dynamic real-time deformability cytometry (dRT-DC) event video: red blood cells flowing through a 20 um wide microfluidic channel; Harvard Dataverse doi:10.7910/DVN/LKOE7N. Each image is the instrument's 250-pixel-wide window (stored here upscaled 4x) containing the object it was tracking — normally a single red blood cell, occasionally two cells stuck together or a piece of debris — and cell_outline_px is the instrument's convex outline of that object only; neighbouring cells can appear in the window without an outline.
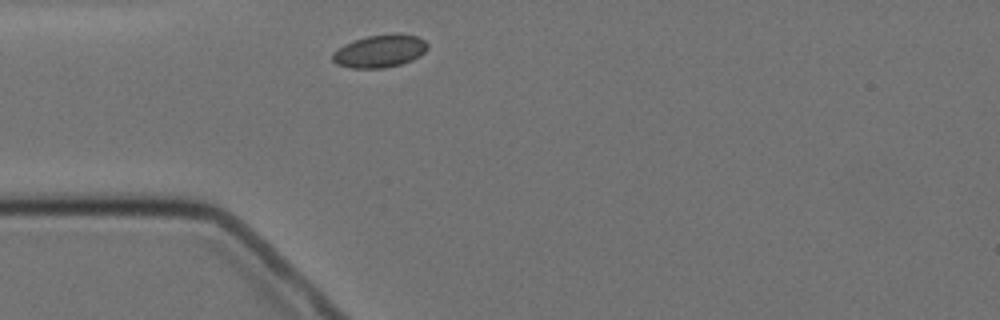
{"species": "Egyptian fruit bat (a non-hibernating species)", "species_latin": "Rousettus aegyptiacus", "temperature_condition": "cold", "stored_images_in_passage": 1, "camera_frame_rate_fps": 3000, "um_per_image_px": 0.085, "animal": {"sex": "female"}, "frame": {"image": 1, "passage_image": 1, "time_ms": 0.0, "image_size_px": [1000, 320], "cell_outline_px": [[428, 48], [424, 52], [412, 60], [400, 64], [384, 68], [352, 68], [336, 64], [332, 60], [332, 52], [344, 44], [352, 40], [368, 36], [400, 32], [416, 36], [424, 40], [428, 44]], "centroid_in_image_um": [32.27, 4.33], "position_along_channel_um": 52.7, "area_um2": 18.26}}